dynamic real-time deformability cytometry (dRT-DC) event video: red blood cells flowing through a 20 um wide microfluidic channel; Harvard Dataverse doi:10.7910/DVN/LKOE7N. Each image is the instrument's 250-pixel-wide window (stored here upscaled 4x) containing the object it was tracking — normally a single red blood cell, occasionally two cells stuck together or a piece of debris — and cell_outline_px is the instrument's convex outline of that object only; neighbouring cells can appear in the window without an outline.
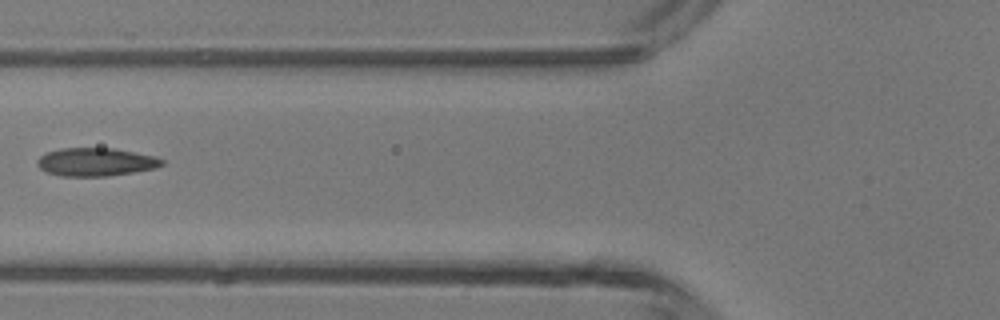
{"species": "common noctule bat (a hibernating species)", "species_latin": "Nyctalus noctula", "temperature_condition": "room temperature", "stored_images_in_passage": 2, "camera_frame_rate_fps": 3000, "um_per_image_px": 0.085, "animal": {"sex": "male", "body_mass_g": 13.3}, "frame": {"image": 1, "passage_image": 2, "time_ms": 0.333, "image_size_px": [1000, 320], "cell_outline_px": [[164, 164], [156, 168], [136, 172], [108, 176], [60, 176], [48, 172], [40, 168], [36, 164], [36, 160], [44, 152], [60, 148], [116, 148], [156, 156], [164, 160]], "centroid_in_image_um": [8.15, 13.76], "position_along_channel_um": 117.6, "area_um2": 20.81}}